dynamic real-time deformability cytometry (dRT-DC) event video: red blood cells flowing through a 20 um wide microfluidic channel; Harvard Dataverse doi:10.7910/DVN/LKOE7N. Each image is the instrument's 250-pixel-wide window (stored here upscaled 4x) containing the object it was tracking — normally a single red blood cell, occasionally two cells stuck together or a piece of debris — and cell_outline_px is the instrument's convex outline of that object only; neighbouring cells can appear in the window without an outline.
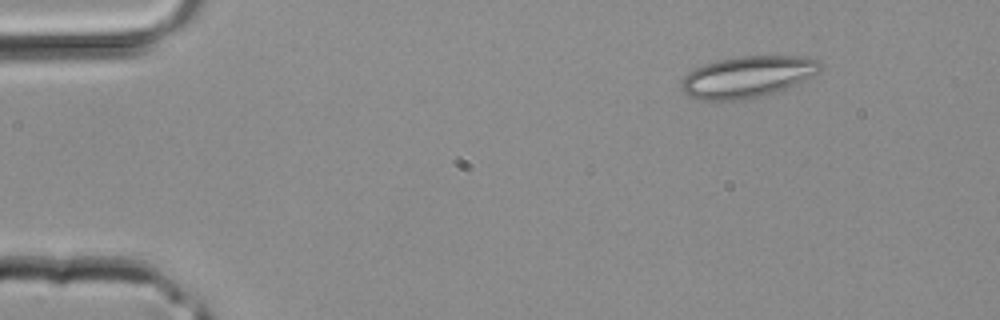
{"species": "common noctule bat (a hibernating species)", "species_latin": "Nyctalus noctula", "temperature_condition": "room temperature", "stored_images_in_passage": 2, "camera_frame_rate_fps": 3000, "um_per_image_px": 0.085, "animal": {"sex": "male", "body_mass_g": 20.4}, "frame": {"image": 1, "passage_image": 2, "time_ms": 0.333, "image_size_px": [1000, 320], "cell_outline_px": [[820, 68], [816, 72], [792, 88], [784, 92], [768, 96], [744, 100], [700, 100], [684, 92], [680, 88], [680, 84], [684, 76], [688, 72], [704, 64], [716, 60], [740, 56], [808, 56], [820, 60]], "centroid_in_image_um": [63.57, 6.55], "position_along_channel_um": 21.4, "area_um2": 34.16}}